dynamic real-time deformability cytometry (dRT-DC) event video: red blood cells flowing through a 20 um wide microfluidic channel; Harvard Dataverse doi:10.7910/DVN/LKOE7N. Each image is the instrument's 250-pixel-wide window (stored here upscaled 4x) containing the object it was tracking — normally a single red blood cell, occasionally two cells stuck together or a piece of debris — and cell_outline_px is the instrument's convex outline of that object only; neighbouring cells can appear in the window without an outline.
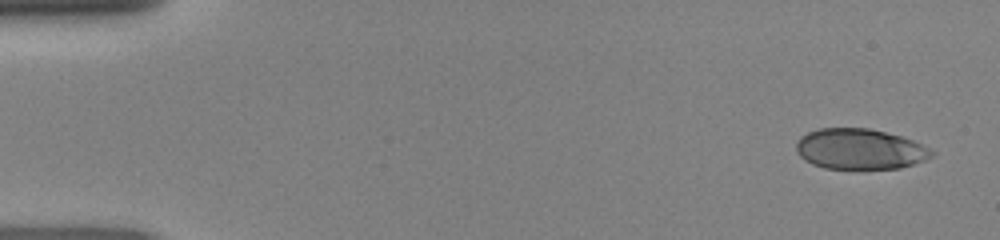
{"species": "human", "species_latin": "Homo sapiens", "temperature_condition": "room temperature", "stored_images_in_passage": 46, "camera_frame_rate_fps": 3000, "um_per_image_px": 0.085, "donor": {"sex": "female"}, "frame": {"image": 1, "passage_image": 1, "time_ms": 0.0, "image_size_px": [1000, 240], "cell_outline_px": [[936, 152], [932, 156], [924, 160], [900, 168], [860, 172], [824, 168], [812, 164], [804, 160], [796, 152], [796, 144], [800, 136], [808, 132], [820, 128], [868, 128], [900, 136], [912, 140]], "centroid_in_image_um": [73.05, 12.72], "position_along_channel_um": 11.9, "area_um2": 32.89}}
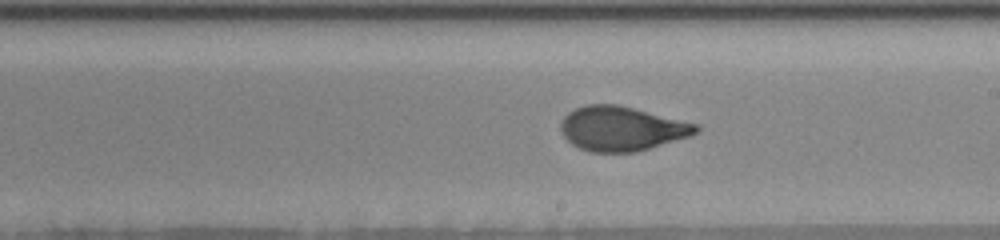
{"frame": {"image": 2, "passage_image": 26, "time_ms": 8.333, "image_size_px": [1000, 240], "cell_outline_px": [[700, 128], [692, 136], [636, 152], [592, 152], [580, 148], [572, 144], [560, 132], [560, 124], [564, 116], [568, 112], [576, 108], [588, 104], [616, 104], [700, 124]], "centroid_in_image_um": [52.85, 10.93], "position_along_channel_um": 236.1, "area_um2": 35.08}}
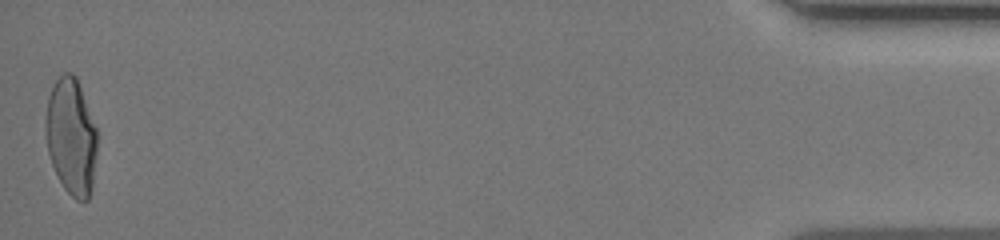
{"frame": {"image": 3, "passage_image": 46, "time_ms": 15.0, "image_size_px": [1000, 240], "cell_outline_px": [[96, 152], [92, 188], [88, 200], [76, 200], [64, 188], [52, 164], [48, 152], [44, 128], [44, 124], [48, 96], [56, 80], [64, 72], [72, 72], [76, 76], [96, 128]], "centroid_in_image_um": [6.03, 11.6], "position_along_channel_um": 429.2, "area_um2": 34.85}}